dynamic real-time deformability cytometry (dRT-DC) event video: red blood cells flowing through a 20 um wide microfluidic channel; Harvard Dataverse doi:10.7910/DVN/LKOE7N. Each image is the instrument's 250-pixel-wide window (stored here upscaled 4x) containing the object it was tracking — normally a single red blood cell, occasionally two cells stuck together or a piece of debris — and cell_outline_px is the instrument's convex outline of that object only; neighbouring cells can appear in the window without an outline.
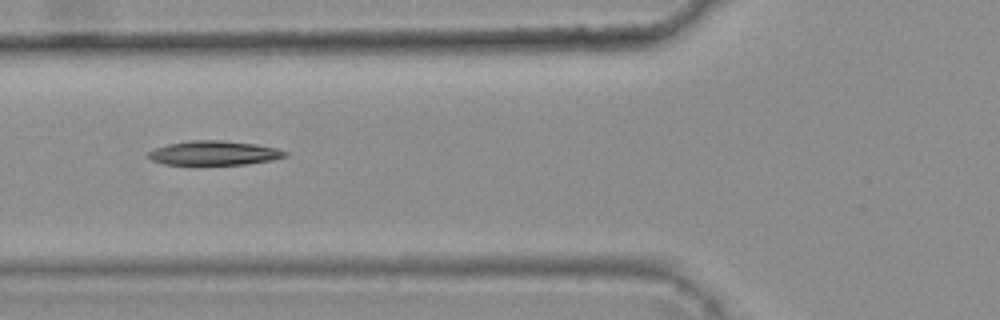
{"species": "common noctule bat (a hibernating species)", "species_latin": "Nyctalus noctula", "temperature_condition": "warm", "stored_images_in_passage": 3, "camera_frame_rate_fps": 3000, "um_per_image_px": 0.085, "animal": {"sex": "female", "body_mass_g": 25.1}, "frame": {"image": 1, "passage_image": 2, "time_ms": 0.333, "image_size_px": [1000, 320], "cell_outline_px": [[288, 156], [272, 160], [248, 164], [196, 168], [164, 164], [152, 160], [148, 156], [148, 152], [156, 148], [168, 144], [188, 140], [220, 140], [256, 144], [276, 148], [288, 152]], "centroid_in_image_um": [18.17, 13.06], "position_along_channel_um": 107.6, "area_um2": 20.46}}
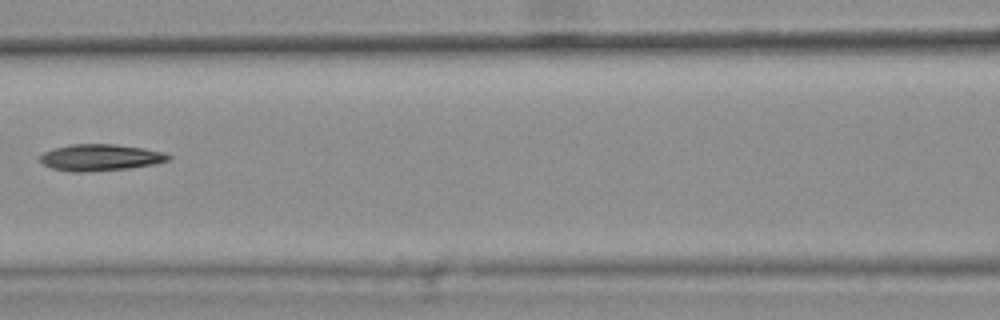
{"frame": {"image": 2, "passage_image": 3, "time_ms": 0.667, "image_size_px": [1000, 320], "cell_outline_px": [[172, 156], [168, 160], [152, 164], [128, 168], [88, 172], [72, 172], [52, 168], [44, 164], [40, 160], [40, 156], [44, 152], [52, 148], [68, 144], [112, 144], [144, 148], [164, 152]], "centroid_in_image_um": [8.5, 13.38], "position_along_channel_um": 158.1, "area_um2": 19.83}}